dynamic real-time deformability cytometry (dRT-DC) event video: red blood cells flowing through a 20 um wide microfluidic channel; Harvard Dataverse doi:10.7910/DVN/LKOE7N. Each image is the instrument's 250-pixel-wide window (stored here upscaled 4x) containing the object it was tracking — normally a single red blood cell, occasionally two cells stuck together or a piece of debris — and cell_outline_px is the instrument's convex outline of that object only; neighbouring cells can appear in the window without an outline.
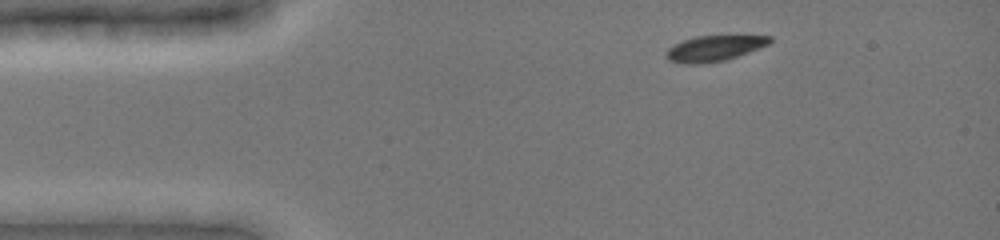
{"species": "common noctule bat (a hibernating species)", "species_latin": "Nyctalus noctula", "temperature_condition": "cold", "stored_images_in_passage": 13, "camera_frame_rate_fps": 3000, "um_per_image_px": 0.085, "animal": {"sex": "female", "body_mass_g": 19.0, "forearm_length_mm": 51.5}, "frame": {"image": 1, "passage_image": 1, "time_ms": 0.0, "image_size_px": [1000, 240], "cell_outline_px": [[772, 40], [768, 44], [748, 52], [724, 60], [704, 64], [684, 64], [668, 60], [664, 56], [664, 52], [668, 48], [684, 40], [696, 36], [772, 36]], "centroid_in_image_um": [60.65, 4.12], "position_along_channel_um": 24.4, "area_um2": 15.32}}
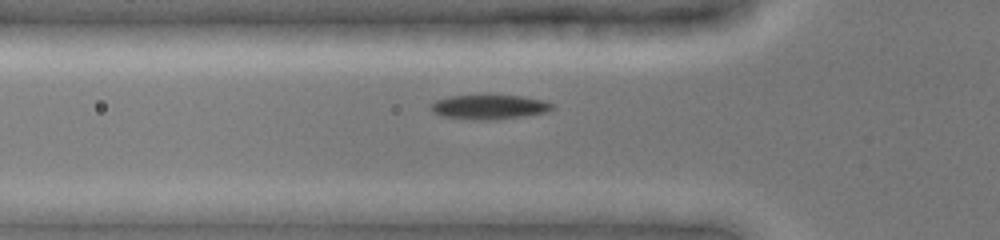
{"frame": {"image": 2, "passage_image": 12, "time_ms": 3.0, "image_size_px": [1000, 240], "cell_outline_px": [[552, 108], [544, 112], [524, 116], [496, 120], [472, 120], [440, 116], [432, 112], [432, 104], [436, 100], [448, 96], [520, 96], [544, 100], [552, 104]], "centroid_in_image_um": [41.54, 9.11], "position_along_channel_um": 84.3, "area_um2": 17.11}}